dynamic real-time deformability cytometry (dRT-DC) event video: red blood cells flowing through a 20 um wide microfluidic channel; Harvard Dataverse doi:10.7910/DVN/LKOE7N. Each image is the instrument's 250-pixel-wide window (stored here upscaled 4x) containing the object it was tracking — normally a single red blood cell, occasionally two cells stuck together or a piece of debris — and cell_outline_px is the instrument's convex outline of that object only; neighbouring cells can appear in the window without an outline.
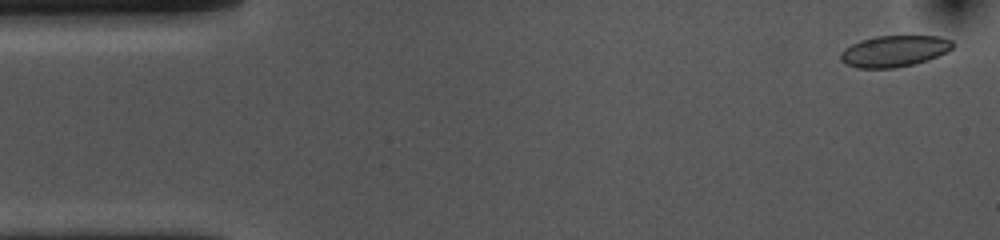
{"species": "common noctule bat (a hibernating species)", "species_latin": "Nyctalus noctula", "temperature_condition": "cold", "stored_images_in_passage": 53, "camera_frame_rate_fps": 3000, "um_per_image_px": 0.085, "animal": {"sex": "female", "body_mass_g": 10.0, "forearm_length_mm": 53.1}, "frame": {"image": 1, "passage_image": 1, "time_ms": 0.0, "image_size_px": [1000, 240], "cell_outline_px": [[952, 48], [948, 52], [928, 60], [896, 68], [856, 68], [844, 64], [840, 60], [840, 52], [844, 48], [860, 40], [876, 36], [940, 36], [952, 40]], "centroid_in_image_um": [75.98, 4.35], "position_along_channel_um": 9.0, "area_um2": 20.63}}
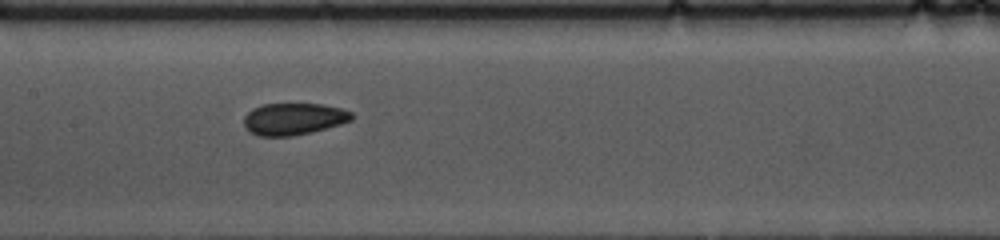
{"frame": {"image": 2, "passage_image": 24, "time_ms": 7.667, "image_size_px": [1000, 240], "cell_outline_px": [[356, 116], [352, 120], [340, 124], [292, 136], [256, 136], [248, 132], [244, 124], [244, 116], [252, 108], [264, 104], [324, 104], [340, 108], [352, 112]], "centroid_in_image_um": [24.94, 10.1], "position_along_channel_um": 182.5, "area_um2": 20.06}}
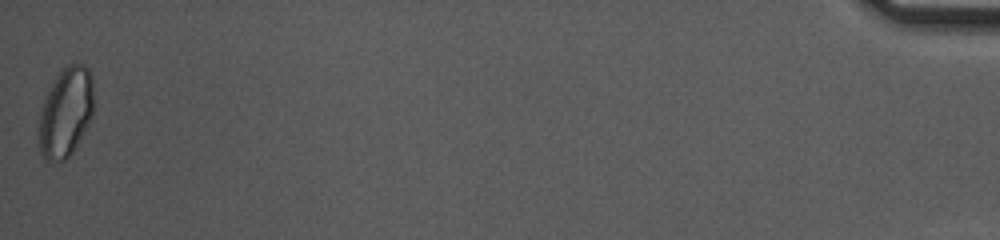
{"frame": {"image": 3, "passage_image": 53, "time_ms": 17.333, "image_size_px": [1000, 240], "cell_outline_px": [[92, 116], [84, 132], [72, 152], [64, 160], [48, 160], [40, 152], [40, 112], [44, 100], [56, 76], [68, 64], [84, 64], [88, 68], [92, 76]], "centroid_in_image_um": [5.61, 9.52], "position_along_channel_um": 429.6, "area_um2": 27.86}, "authors_computed_cell_mechanics": {"area_um2": 20.808, "velocity_mm_per_s": 3.6226, "shape_relaxation_time_tau1_ms": 5.8968, "shape_relaxation_time_tau2_ms": 1.6483, "deformation_change_tau1": 0.1134, "deformation_change_tau2": 0.0656}}